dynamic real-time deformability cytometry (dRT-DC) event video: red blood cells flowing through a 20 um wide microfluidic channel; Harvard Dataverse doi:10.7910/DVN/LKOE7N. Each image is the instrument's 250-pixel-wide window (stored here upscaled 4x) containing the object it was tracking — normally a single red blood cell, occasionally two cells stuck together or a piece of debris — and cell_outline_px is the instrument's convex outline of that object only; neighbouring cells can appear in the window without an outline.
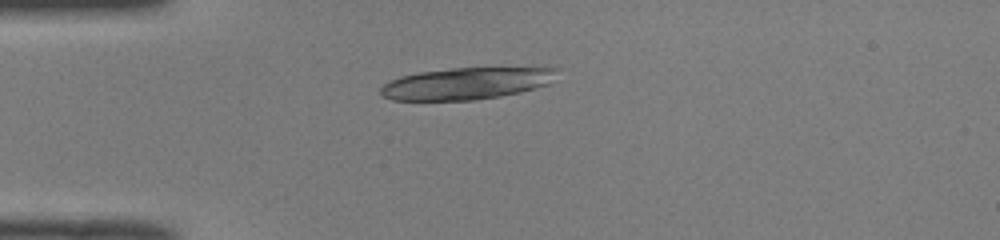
{"species": "common noctule bat (a hibernating species)", "species_latin": "Nyctalus noctula", "temperature_condition": "room temperature", "stored_images_in_passage": 50, "camera_frame_rate_fps": 3000, "um_per_image_px": 0.085, "animal": {"sex": "male", "body_mass_g": 19.0, "forearm_length_mm": 50.8}, "frame": {"image": 1, "passage_image": 13, "time_ms": 4.0, "image_size_px": [1000, 240], "cell_outline_px": [[556, 68], [548, 84], [520, 92], [500, 96], [472, 100], [392, 100], [384, 96], [380, 92], [380, 88], [384, 84], [400, 76], [420, 72], [452, 68]], "centroid_in_image_um": [39.56, 7.1], "position_along_channel_um": 45.4, "area_um2": 32.08}}
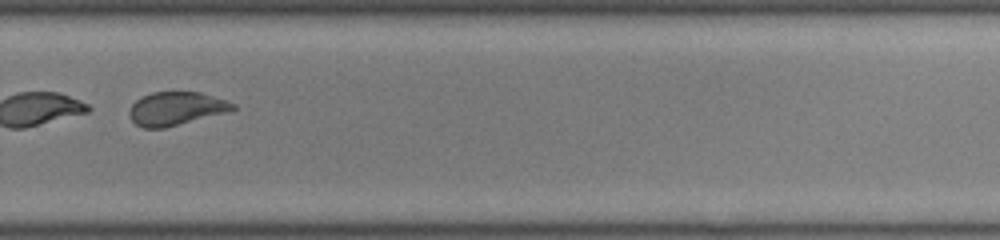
{"frame": {"image": 2, "passage_image": 35, "time_ms": 11.333, "image_size_px": [1000, 240], "cell_outline_px": [[236, 108], [232, 112], [164, 128], [144, 128], [136, 124], [128, 116], [128, 112], [132, 104], [136, 100], [152, 92], [200, 92], [236, 104]], "centroid_in_image_um": [14.99, 9.24], "position_along_channel_um": 314.8, "area_um2": 20.29}}